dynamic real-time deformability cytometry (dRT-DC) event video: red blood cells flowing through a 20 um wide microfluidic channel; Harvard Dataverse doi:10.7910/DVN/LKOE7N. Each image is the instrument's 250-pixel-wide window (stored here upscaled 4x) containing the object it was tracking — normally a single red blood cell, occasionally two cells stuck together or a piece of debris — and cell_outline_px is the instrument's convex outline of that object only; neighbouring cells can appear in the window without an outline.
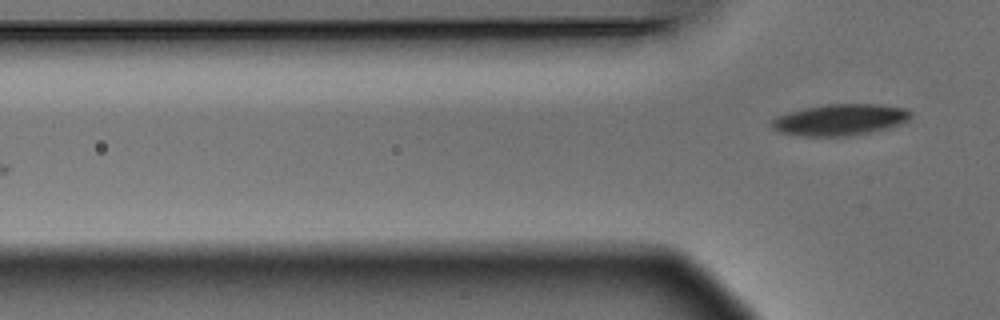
{"species": "Egyptian fruit bat (a non-hibernating species)", "species_latin": "Rousettus aegyptiacus", "temperature_condition": "warm", "stored_images_in_passage": 5, "camera_frame_rate_fps": 3000, "um_per_image_px": 0.085, "animal": {"sex": "male"}, "frame": {"image": 1, "passage_image": 5, "time_ms": 1.333, "image_size_px": [1000, 320], "cell_outline_px": [[912, 116], [908, 120], [900, 124], [852, 136], [804, 136], [780, 132], [772, 128], [772, 120], [776, 116], [788, 112], [804, 108], [828, 104], [880, 104], [908, 108], [912, 112]], "centroid_in_image_um": [71.43, 10.17], "position_along_channel_um": 54.4, "area_um2": 25.37}}